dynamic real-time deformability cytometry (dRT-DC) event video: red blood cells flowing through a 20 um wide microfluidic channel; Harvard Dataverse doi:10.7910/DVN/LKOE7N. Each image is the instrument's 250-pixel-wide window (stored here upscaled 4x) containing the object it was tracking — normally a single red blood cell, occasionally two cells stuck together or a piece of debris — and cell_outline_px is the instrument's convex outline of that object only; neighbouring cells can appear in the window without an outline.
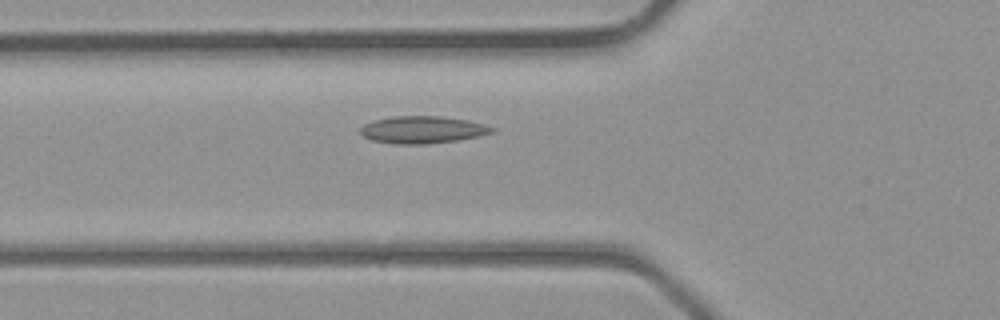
{"species": "common noctule bat (a hibernating species)", "species_latin": "Nyctalus noctula", "temperature_condition": "room temperature", "stored_images_in_passage": 35, "camera_frame_rate_fps": 3000, "um_per_image_px": 0.085, "animal": {"sex": "male", "body_mass_g": 23.1, "forearm_length_mm": 52.7}, "frame": {"image": 1, "passage_image": 9, "time_ms": 2.667, "image_size_px": [1000, 320], "cell_outline_px": [[496, 132], [480, 136], [456, 140], [428, 144], [396, 144], [372, 140], [364, 136], [360, 132], [360, 128], [364, 124], [372, 120], [396, 116], [444, 116], [484, 124], [496, 128]], "centroid_in_image_um": [35.93, 11.03], "position_along_channel_um": 89.9, "area_um2": 20.92}}
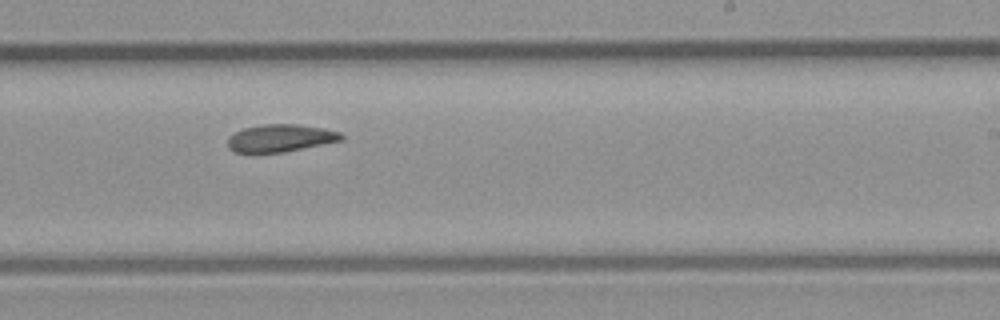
{"frame": {"image": 2, "passage_image": 19, "time_ms": 6.0, "image_size_px": [1000, 320], "cell_outline_px": [[344, 140], [284, 152], [256, 156], [248, 156], [232, 152], [228, 148], [228, 136], [244, 128], [264, 124], [296, 124], [324, 128], [340, 132], [344, 136]], "centroid_in_image_um": [23.76, 11.79], "position_along_channel_um": 265.2, "area_um2": 19.07}}
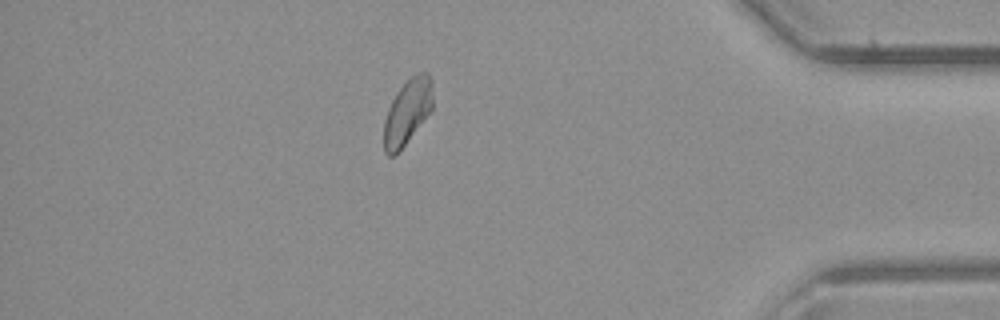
{"frame": {"image": 3, "passage_image": 29, "time_ms": 9.333, "image_size_px": [1000, 320], "cell_outline_px": [[432, 108], [404, 144], [392, 156], [388, 156], [384, 152], [384, 120], [388, 108], [396, 92], [412, 76], [420, 72], [428, 72], [432, 80]], "centroid_in_image_um": [34.61, 9.47], "position_along_channel_um": 400.6, "area_um2": 18.03}}